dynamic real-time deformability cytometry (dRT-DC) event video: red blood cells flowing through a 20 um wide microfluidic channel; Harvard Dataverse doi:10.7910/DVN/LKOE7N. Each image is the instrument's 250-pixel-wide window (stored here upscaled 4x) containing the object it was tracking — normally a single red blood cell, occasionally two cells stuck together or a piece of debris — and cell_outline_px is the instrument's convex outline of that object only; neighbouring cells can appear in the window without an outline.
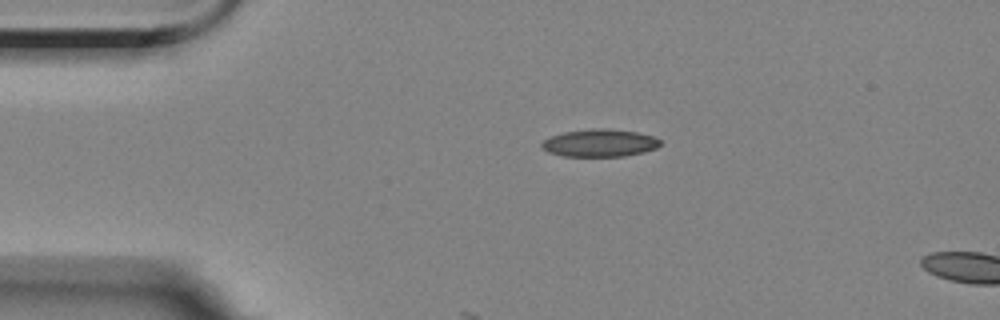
{"species": "Egyptian fruit bat (a non-hibernating species)", "species_latin": "Rousettus aegyptiacus", "temperature_condition": "room temperature", "stored_images_in_passage": 5, "camera_frame_rate_fps": 3000, "um_per_image_px": 0.085, "animal": {"sex": "female"}, "frame": {"image": 1, "passage_image": 1, "time_ms": 0.0, "image_size_px": [1000, 320], "cell_outline_px": [[660, 144], [656, 148], [644, 152], [624, 156], [564, 156], [548, 152], [540, 148], [540, 144], [544, 140], [552, 136], [564, 132], [592, 128], [608, 128], [636, 132], [652, 136], [660, 140]], "centroid_in_image_um": [50.95, 12.15], "position_along_channel_um": 34.1, "area_um2": 19.02}}